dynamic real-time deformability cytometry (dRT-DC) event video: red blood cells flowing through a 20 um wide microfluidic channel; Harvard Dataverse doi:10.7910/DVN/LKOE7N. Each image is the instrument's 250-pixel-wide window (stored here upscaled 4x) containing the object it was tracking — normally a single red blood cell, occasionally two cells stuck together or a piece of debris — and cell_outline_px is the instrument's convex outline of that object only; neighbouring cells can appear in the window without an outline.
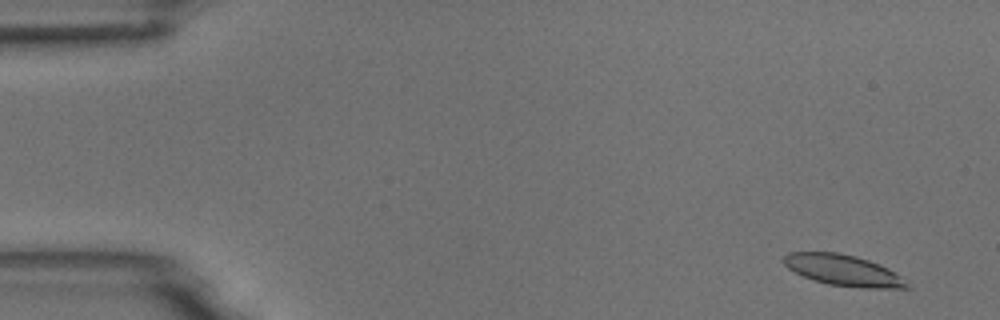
{"species": "common noctule bat (a hibernating species)", "species_latin": "Nyctalus noctula", "temperature_condition": "room temperature", "stored_images_in_passage": 55, "camera_frame_rate_fps": 3000, "um_per_image_px": 0.085, "animal": {"sex": "male", "body_mass_g": 18.8}, "frame": {"image": 1, "passage_image": 3, "time_ms": 0.667, "image_size_px": [1000, 320], "cell_outline_px": [[912, 288], [864, 288], [828, 284], [812, 280], [788, 268], [784, 264], [784, 256], [788, 252], [840, 252], [856, 256], [868, 260], [888, 268], [900, 276]], "centroid_in_image_um": [71.67, 22.97], "position_along_channel_um": 13.3, "area_um2": 22.14}}
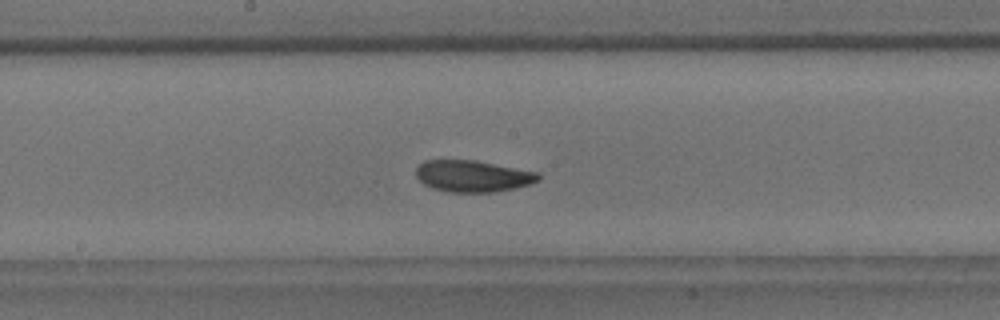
{"frame": {"image": 2, "passage_image": 29, "time_ms": 9.333, "image_size_px": [1000, 320], "cell_outline_px": [[540, 180], [528, 184], [512, 188], [492, 192], [448, 192], [432, 188], [424, 184], [416, 176], [416, 168], [424, 160], [476, 160], [540, 172]], "centroid_in_image_um": [40.18, 14.96], "position_along_channel_um": 208.0, "area_um2": 22.54}}
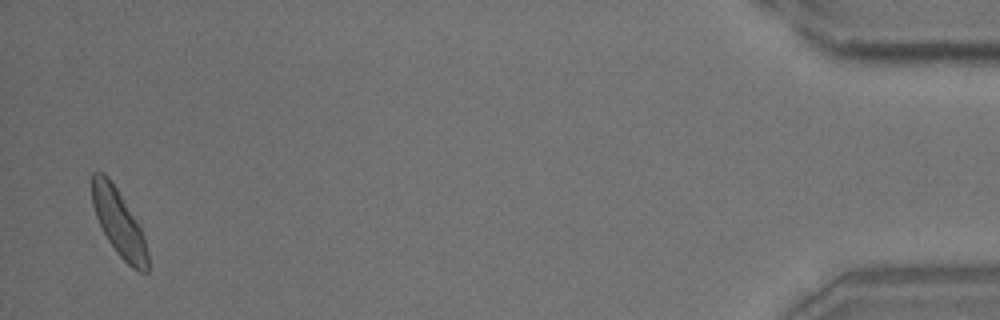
{"frame": {"image": 3, "passage_image": 54, "time_ms": 17.667, "image_size_px": [1000, 320], "cell_outline_px": [[148, 272], [140, 272], [132, 268], [116, 252], [108, 240], [96, 216], [92, 204], [92, 172], [104, 172], [108, 176], [116, 188], [140, 228], [148, 252]], "centroid_in_image_um": [10.08, 18.95], "position_along_channel_um": 425.1, "area_um2": 21.04}, "authors_computed_cell_mechanics": {"area_um2": 22.3686, "velocity_mm_per_s": 3.6322, "shape_relaxation_time_tau1_ms": 3.6896, "shape_relaxation_time_tau2_ms": 3.0966, "deformation_change_tau1": 0.1071, "deformation_change_tau2": 0.0775}}